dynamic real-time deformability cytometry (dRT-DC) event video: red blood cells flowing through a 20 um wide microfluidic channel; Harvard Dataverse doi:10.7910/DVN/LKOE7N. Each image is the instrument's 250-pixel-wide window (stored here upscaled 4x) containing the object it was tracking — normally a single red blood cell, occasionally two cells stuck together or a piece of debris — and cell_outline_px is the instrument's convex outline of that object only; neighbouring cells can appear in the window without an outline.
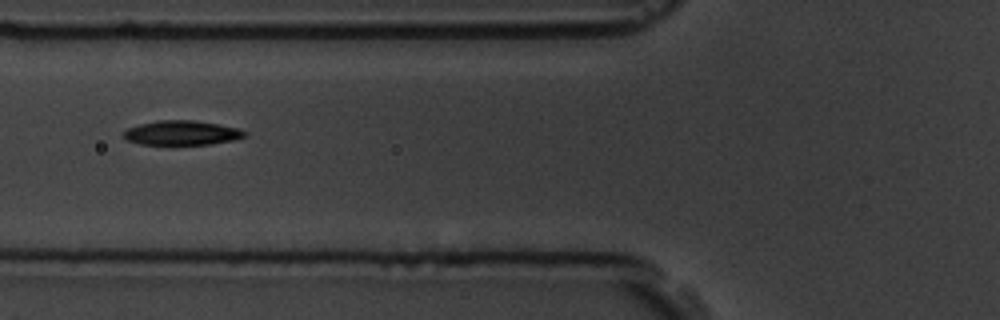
{"species": "common noctule bat (a hibernating species)", "species_latin": "Nyctalus noctula", "temperature_condition": "room temperature", "stored_images_in_passage": 13, "camera_frame_rate_fps": 3000, "um_per_image_px": 0.085, "animal": {"sex": "male", "body_mass_g": 19.5, "forearm_length_mm": 54.6}, "frame": {"image": 1, "passage_image": 3, "time_ms": 3.333, "image_size_px": [1000, 320], "cell_outline_px": [[248, 132], [244, 136], [232, 140], [212, 144], [140, 144], [128, 140], [124, 136], [124, 132], [128, 128], [140, 124], [156, 120], [192, 120], [240, 128]], "centroid_in_image_um": [15.47, 11.28], "position_along_channel_um": 110.3, "area_um2": 17.05}}
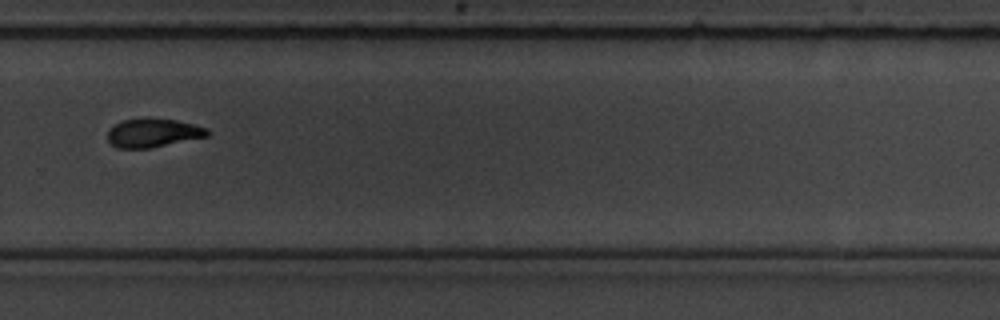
{"frame": {"image": 2, "passage_image": 8, "time_ms": 9.0, "image_size_px": [1000, 320], "cell_outline_px": [[208, 136], [152, 148], [116, 148], [108, 140], [108, 132], [116, 124], [124, 120], [144, 116], [176, 120], [196, 124], [208, 128]], "centroid_in_image_um": [13.03, 11.27], "position_along_channel_um": 316.8, "area_um2": 16.94}}
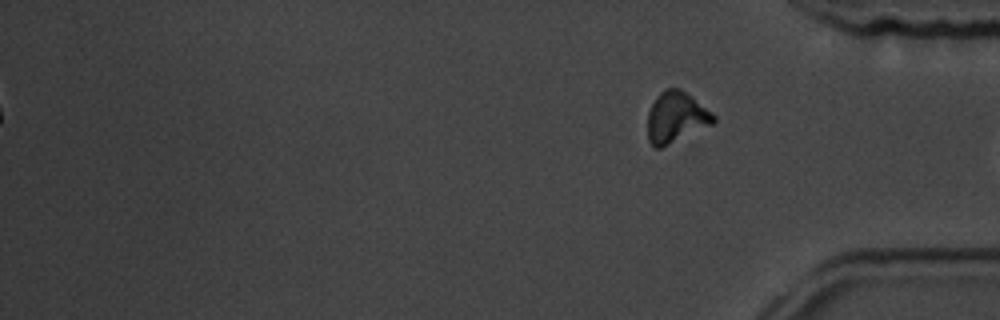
{"frame": {"image": 3, "passage_image": 13, "time_ms": 15.333, "image_size_px": [1000, 320], "cell_outline_px": [[716, 120], [712, 124], [660, 148], [656, 148], [648, 140], [648, 112], [656, 96], [664, 88], [680, 88], [692, 96], [712, 112], [716, 116]], "centroid_in_image_um": [57.46, 9.94], "position_along_channel_um": 377.7, "area_um2": 19.42}, "authors_computed_cell_mechanics": {"area_um2": 18.3226, "velocity_mm_per_s": 3.6497, "shape_relaxation_time_tau1_ms": 4.5189, "shape_relaxation_time_tau2_ms": 1.2667, "deformation_change_tau1": 0.1348, "deformation_change_tau2": 0.0323}}